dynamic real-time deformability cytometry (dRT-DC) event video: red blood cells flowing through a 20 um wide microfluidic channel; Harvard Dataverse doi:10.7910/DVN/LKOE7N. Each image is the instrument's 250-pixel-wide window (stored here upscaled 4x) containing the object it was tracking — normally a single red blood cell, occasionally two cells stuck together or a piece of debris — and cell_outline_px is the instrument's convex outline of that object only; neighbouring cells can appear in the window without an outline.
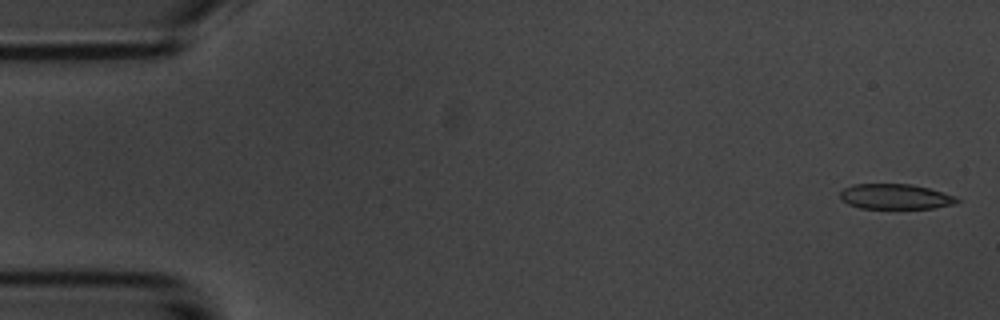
{"species": "common noctule bat (a hibernating species)", "species_latin": "Nyctalus noctula", "temperature_condition": "room temperature", "stored_images_in_passage": 6, "camera_frame_rate_fps": 3000, "um_per_image_px": 0.085, "animal": {"sex": "male", "body_mass_g": 20.1, "forearm_length_mm": 53.5}, "frame": {"image": 1, "passage_image": 1, "time_ms": 0.0, "image_size_px": [1000, 320], "cell_outline_px": [[960, 200], [956, 204], [932, 208], [860, 208], [848, 204], [840, 196], [840, 192], [844, 188], [852, 184], [912, 184], [928, 188], [956, 196]], "centroid_in_image_um": [76.12, 16.7], "position_along_channel_um": 8.9, "area_um2": 17.11}}
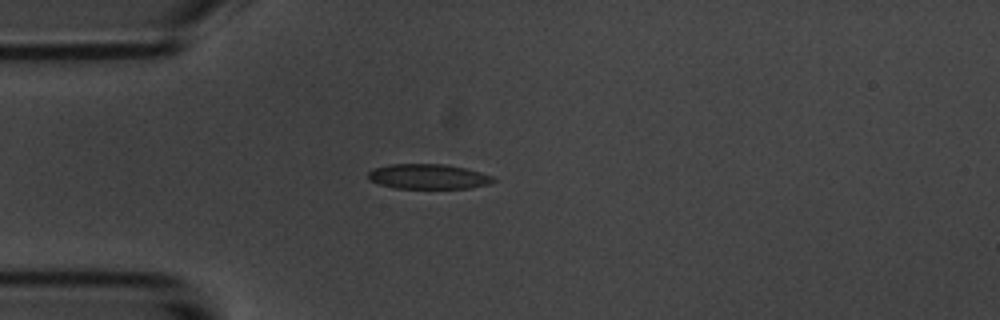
{"frame": {"image": 2, "passage_image": 5, "time_ms": 4.333, "image_size_px": [1000, 320], "cell_outline_px": [[496, 180], [488, 184], [468, 188], [396, 188], [380, 184], [368, 180], [368, 172], [372, 168], [388, 164], [444, 164], [464, 168], [480, 172], [492, 176]], "centroid_in_image_um": [36.35, 15.0], "position_along_channel_um": 48.6, "area_um2": 18.15}}